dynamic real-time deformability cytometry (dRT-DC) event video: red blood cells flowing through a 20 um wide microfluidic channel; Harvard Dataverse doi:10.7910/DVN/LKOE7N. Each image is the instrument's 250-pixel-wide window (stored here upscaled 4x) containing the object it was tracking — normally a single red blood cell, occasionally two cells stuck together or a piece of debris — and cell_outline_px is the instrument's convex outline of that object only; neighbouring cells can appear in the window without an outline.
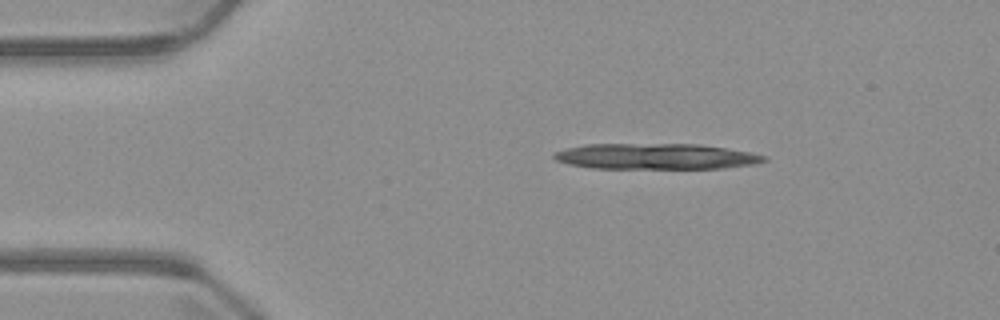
{"species": "common noctule bat (a hibernating species)", "species_latin": "Nyctalus noctula", "temperature_condition": "warm", "stored_images_in_passage": 5, "camera_frame_rate_fps": 3000, "um_per_image_px": 0.085, "animal": {"sex": "male", "body_mass_g": 23.1, "forearm_length_mm": 52.7}, "frame": {"image": 1, "passage_image": 2, "time_ms": 1.333, "image_size_px": [1000, 320], "cell_outline_px": [[768, 160], [752, 164], [720, 168], [592, 168], [568, 164], [556, 160], [552, 156], [556, 152], [568, 148], [588, 144], [700, 144], [748, 152], [764, 156]], "centroid_in_image_um": [55.71, 13.29], "position_along_channel_um": 29.3, "area_um2": 31.1}}
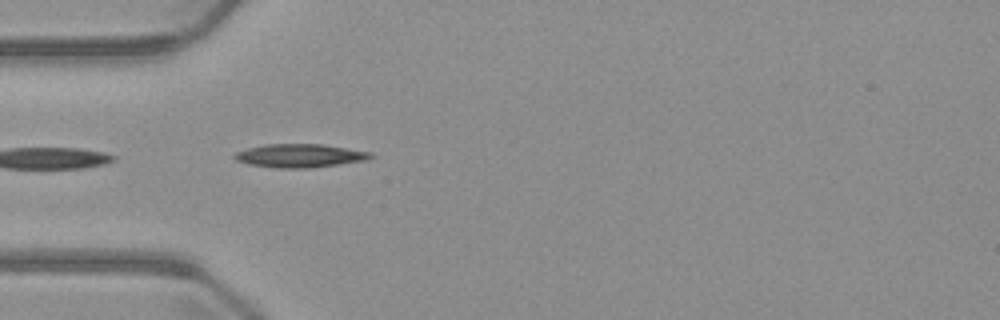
{"frame": {"image": 2, "passage_image": 4, "time_ms": 3.667, "image_size_px": [1000, 320], "cell_outline_px": [[372, 156], [364, 160], [308, 168], [276, 168], [248, 164], [236, 160], [232, 156], [236, 152], [248, 148], [268, 144], [320, 144], [372, 152]], "centroid_in_image_um": [25.42, 13.23], "position_along_channel_um": 59.6, "area_um2": 18.26}}
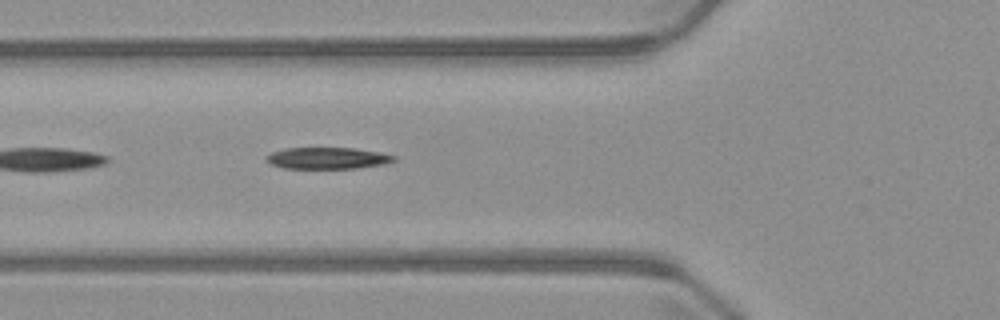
{"frame": {"image": 3, "passage_image": 5, "time_ms": 4.667, "image_size_px": [1000, 320], "cell_outline_px": [[396, 160], [384, 164], [356, 168], [284, 168], [272, 164], [268, 160], [268, 156], [272, 152], [288, 148], [352, 148], [380, 152], [396, 156]], "centroid_in_image_um": [27.9, 13.44], "position_along_channel_um": 97.9, "area_um2": 15.72}}